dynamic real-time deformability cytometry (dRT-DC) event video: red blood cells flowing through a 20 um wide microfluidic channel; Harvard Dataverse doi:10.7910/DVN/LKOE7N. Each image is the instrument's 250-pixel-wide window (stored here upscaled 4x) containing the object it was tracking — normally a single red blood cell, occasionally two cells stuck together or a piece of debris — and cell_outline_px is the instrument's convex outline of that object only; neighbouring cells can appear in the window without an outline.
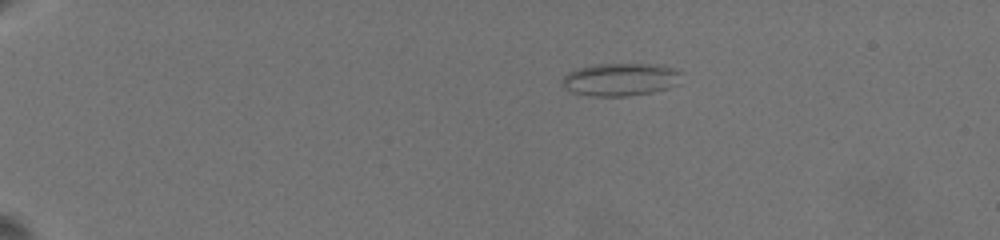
{"species": "common noctule bat (a hibernating species)", "species_latin": "Nyctalus noctula", "temperature_condition": "warm", "stored_images_in_passage": 39, "camera_frame_rate_fps": 3000, "um_per_image_px": 0.085, "animal": {"sex": "female", "body_mass_g": 19.5, "forearm_length_mm": 54.1}, "frame": {"image": 1, "passage_image": 1, "time_ms": 0.0, "image_size_px": [1000, 240], "cell_outline_px": [[680, 84], [668, 88], [652, 92], [628, 96], [588, 96], [572, 92], [564, 88], [564, 76], [568, 72], [580, 68], [600, 64], [660, 64], [672, 68], [680, 72]], "centroid_in_image_um": [52.77, 6.76], "position_along_channel_um": 32.2, "area_um2": 22.72}}
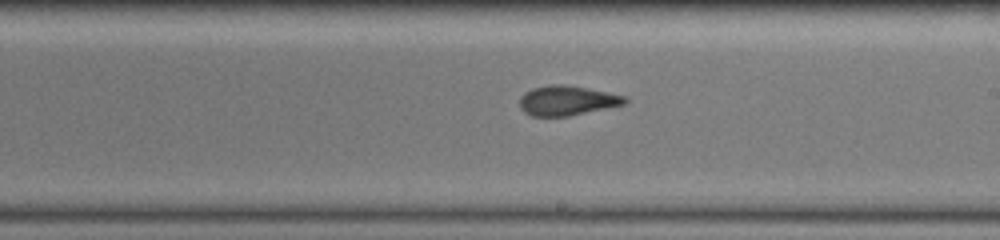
{"frame": {"image": 2, "passage_image": 19, "time_ms": 9.0, "image_size_px": [1000, 240], "cell_outline_px": [[628, 100], [624, 104], [568, 116], [532, 116], [524, 112], [520, 108], [520, 96], [524, 92], [532, 88], [548, 84], [564, 84], [624, 96]], "centroid_in_image_um": [48.12, 8.54], "position_along_channel_um": 240.9, "area_um2": 17.98}}
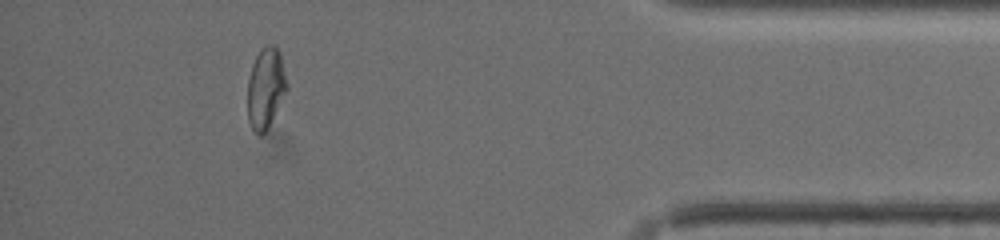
{"frame": {"image": 3, "passage_image": 34, "time_ms": 15.0, "image_size_px": [1000, 240], "cell_outline_px": [[288, 88], [268, 128], [264, 132], [256, 132], [252, 128], [248, 120], [248, 80], [252, 64], [256, 56], [268, 44], [272, 44], [280, 52], [288, 84]], "centroid_in_image_um": [22.6, 7.47], "position_along_channel_um": 412.6, "area_um2": 18.21}, "authors_computed_cell_mechanics": {"area_um2": 18.3804, "velocity_mm_per_s": 3.4745, "shape_relaxation_time_tau1_ms": 7.5463, "shape_relaxation_time_tau2_ms": 1.7723, "deformation_change_tau1": 0.1886, "deformation_change_tau2": 0.0982}}